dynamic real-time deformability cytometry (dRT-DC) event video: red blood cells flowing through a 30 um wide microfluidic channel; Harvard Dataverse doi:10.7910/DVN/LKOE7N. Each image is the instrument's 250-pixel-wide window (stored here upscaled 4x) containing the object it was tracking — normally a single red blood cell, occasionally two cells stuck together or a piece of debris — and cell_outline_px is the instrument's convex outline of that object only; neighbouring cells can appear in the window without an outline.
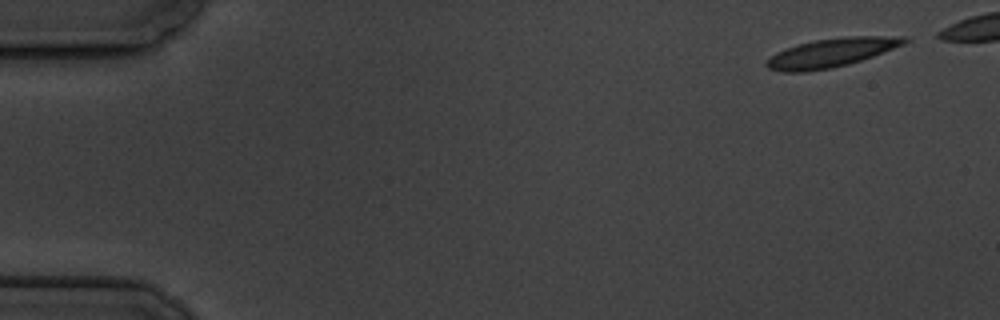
{"species": "common noctule bat (a hibernating species)", "species_latin": "Nyctalus noctula", "temperature_condition": "cold", "stored_images_in_passage": 6, "camera_frame_rate_fps": 3000, "um_per_image_px": 0.085, "animal": {"sex": "male", "body_mass_g": 19.5, "forearm_length_mm": 54.6}, "frame": {"image": 1, "passage_image": 1, "time_ms": 0.0, "image_size_px": [1000, 320], "cell_outline_px": [[912, 40], [904, 44], [872, 56], [848, 64], [832, 68], [804, 72], [784, 72], [768, 68], [764, 64], [776, 52], [784, 48], [816, 40], [844, 36], [908, 36]], "centroid_in_image_um": [70.69, 4.47], "position_along_channel_um": 14.3, "area_um2": 23.06}}